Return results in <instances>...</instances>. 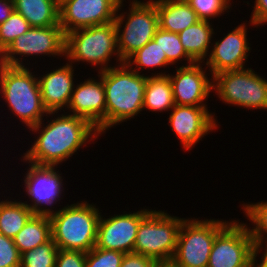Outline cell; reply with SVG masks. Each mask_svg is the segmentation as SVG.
Listing matches in <instances>:
<instances>
[{"label": "cell", "instance_id": "obj_1", "mask_svg": "<svg viewBox=\"0 0 267 267\" xmlns=\"http://www.w3.org/2000/svg\"><path fill=\"white\" fill-rule=\"evenodd\" d=\"M56 113V114H55ZM48 112L45 118L37 125L29 128L32 134H39L32 143V147L23 153L21 161L38 166L62 165L79 148H83L90 141L94 142L101 136L97 128L84 118L63 112ZM56 118H55V116ZM54 116V118H53ZM37 138V139H36Z\"/></svg>", "mask_w": 267, "mask_h": 267}, {"label": "cell", "instance_id": "obj_2", "mask_svg": "<svg viewBox=\"0 0 267 267\" xmlns=\"http://www.w3.org/2000/svg\"><path fill=\"white\" fill-rule=\"evenodd\" d=\"M103 80L106 99V131L143 110L147 76L131 69L125 62L98 72Z\"/></svg>", "mask_w": 267, "mask_h": 267}, {"label": "cell", "instance_id": "obj_3", "mask_svg": "<svg viewBox=\"0 0 267 267\" xmlns=\"http://www.w3.org/2000/svg\"><path fill=\"white\" fill-rule=\"evenodd\" d=\"M83 201L49 213L52 240L58 249L87 253L95 247L102 210L96 204Z\"/></svg>", "mask_w": 267, "mask_h": 267}, {"label": "cell", "instance_id": "obj_4", "mask_svg": "<svg viewBox=\"0 0 267 267\" xmlns=\"http://www.w3.org/2000/svg\"><path fill=\"white\" fill-rule=\"evenodd\" d=\"M32 71L29 66H7L0 63V97L4 98L8 110L28 129L48 116L42 103L37 74Z\"/></svg>", "mask_w": 267, "mask_h": 267}, {"label": "cell", "instance_id": "obj_5", "mask_svg": "<svg viewBox=\"0 0 267 267\" xmlns=\"http://www.w3.org/2000/svg\"><path fill=\"white\" fill-rule=\"evenodd\" d=\"M116 65L124 63L117 48L115 22L75 29L66 34L65 59L69 63L85 62L94 66L98 72L114 65L109 64L112 57ZM118 62V63H117ZM111 65V66H110Z\"/></svg>", "mask_w": 267, "mask_h": 267}, {"label": "cell", "instance_id": "obj_6", "mask_svg": "<svg viewBox=\"0 0 267 267\" xmlns=\"http://www.w3.org/2000/svg\"><path fill=\"white\" fill-rule=\"evenodd\" d=\"M184 219L169 215L165 210H151L139 224L133 252L168 266L175 254Z\"/></svg>", "mask_w": 267, "mask_h": 267}, {"label": "cell", "instance_id": "obj_7", "mask_svg": "<svg viewBox=\"0 0 267 267\" xmlns=\"http://www.w3.org/2000/svg\"><path fill=\"white\" fill-rule=\"evenodd\" d=\"M124 1H120L114 20L117 31V48L123 62L150 42L159 28L158 14L155 4L151 0L145 2L130 0L131 8L129 7L127 12H122Z\"/></svg>", "mask_w": 267, "mask_h": 267}, {"label": "cell", "instance_id": "obj_8", "mask_svg": "<svg viewBox=\"0 0 267 267\" xmlns=\"http://www.w3.org/2000/svg\"><path fill=\"white\" fill-rule=\"evenodd\" d=\"M198 219L182 221L176 251L168 267H207L216 236L231 222Z\"/></svg>", "mask_w": 267, "mask_h": 267}, {"label": "cell", "instance_id": "obj_9", "mask_svg": "<svg viewBox=\"0 0 267 267\" xmlns=\"http://www.w3.org/2000/svg\"><path fill=\"white\" fill-rule=\"evenodd\" d=\"M212 78L213 93L222 103L267 111V79L252 68L222 71Z\"/></svg>", "mask_w": 267, "mask_h": 267}, {"label": "cell", "instance_id": "obj_10", "mask_svg": "<svg viewBox=\"0 0 267 267\" xmlns=\"http://www.w3.org/2000/svg\"><path fill=\"white\" fill-rule=\"evenodd\" d=\"M66 34L60 25L31 27L17 37L0 54V63L7 66H28L25 58L29 56H48L65 58ZM25 64V65H24Z\"/></svg>", "mask_w": 267, "mask_h": 267}, {"label": "cell", "instance_id": "obj_11", "mask_svg": "<svg viewBox=\"0 0 267 267\" xmlns=\"http://www.w3.org/2000/svg\"><path fill=\"white\" fill-rule=\"evenodd\" d=\"M255 250L248 225L233 219L216 236L207 267H250Z\"/></svg>", "mask_w": 267, "mask_h": 267}, {"label": "cell", "instance_id": "obj_12", "mask_svg": "<svg viewBox=\"0 0 267 267\" xmlns=\"http://www.w3.org/2000/svg\"><path fill=\"white\" fill-rule=\"evenodd\" d=\"M29 164L24 176L26 195L30 199L23 201L34 213L49 214L56 210L55 206L64 195V182L58 166H38ZM63 194V195H62ZM54 206V207H52ZM50 207V208H49ZM52 208V209H51ZM55 208V209H54Z\"/></svg>", "mask_w": 267, "mask_h": 267}, {"label": "cell", "instance_id": "obj_13", "mask_svg": "<svg viewBox=\"0 0 267 267\" xmlns=\"http://www.w3.org/2000/svg\"><path fill=\"white\" fill-rule=\"evenodd\" d=\"M121 0H59V25L65 34L115 20Z\"/></svg>", "mask_w": 267, "mask_h": 267}, {"label": "cell", "instance_id": "obj_14", "mask_svg": "<svg viewBox=\"0 0 267 267\" xmlns=\"http://www.w3.org/2000/svg\"><path fill=\"white\" fill-rule=\"evenodd\" d=\"M234 27L231 31L212 43L204 65L213 76L227 70H240L246 67L250 56L251 45L247 38L248 25L246 23Z\"/></svg>", "mask_w": 267, "mask_h": 267}, {"label": "cell", "instance_id": "obj_15", "mask_svg": "<svg viewBox=\"0 0 267 267\" xmlns=\"http://www.w3.org/2000/svg\"><path fill=\"white\" fill-rule=\"evenodd\" d=\"M151 210L144 208L133 213L123 211V214H114L109 218L101 214L95 247L116 250L125 254L132 253L139 224Z\"/></svg>", "mask_w": 267, "mask_h": 267}, {"label": "cell", "instance_id": "obj_16", "mask_svg": "<svg viewBox=\"0 0 267 267\" xmlns=\"http://www.w3.org/2000/svg\"><path fill=\"white\" fill-rule=\"evenodd\" d=\"M208 110V107L176 104L170 110L168 121L183 150H192L203 137L218 129L219 122H216L215 114Z\"/></svg>", "mask_w": 267, "mask_h": 267}, {"label": "cell", "instance_id": "obj_17", "mask_svg": "<svg viewBox=\"0 0 267 267\" xmlns=\"http://www.w3.org/2000/svg\"><path fill=\"white\" fill-rule=\"evenodd\" d=\"M203 66L204 63L183 64L175 68V75L167 74L172 84L176 105L208 106L204 101H207L213 92V78L211 74L206 73V66L205 68Z\"/></svg>", "mask_w": 267, "mask_h": 267}, {"label": "cell", "instance_id": "obj_18", "mask_svg": "<svg viewBox=\"0 0 267 267\" xmlns=\"http://www.w3.org/2000/svg\"><path fill=\"white\" fill-rule=\"evenodd\" d=\"M84 79L74 86L67 113L89 121L100 135L106 133V99L103 80L99 75Z\"/></svg>", "mask_w": 267, "mask_h": 267}, {"label": "cell", "instance_id": "obj_19", "mask_svg": "<svg viewBox=\"0 0 267 267\" xmlns=\"http://www.w3.org/2000/svg\"><path fill=\"white\" fill-rule=\"evenodd\" d=\"M72 63H67L43 73L37 74L42 103L48 112L65 111L71 100L73 88L76 84L74 80V68ZM65 107V110H64Z\"/></svg>", "mask_w": 267, "mask_h": 267}, {"label": "cell", "instance_id": "obj_20", "mask_svg": "<svg viewBox=\"0 0 267 267\" xmlns=\"http://www.w3.org/2000/svg\"><path fill=\"white\" fill-rule=\"evenodd\" d=\"M158 14L159 28L179 33L200 19L188 3L172 0H151Z\"/></svg>", "mask_w": 267, "mask_h": 267}, {"label": "cell", "instance_id": "obj_21", "mask_svg": "<svg viewBox=\"0 0 267 267\" xmlns=\"http://www.w3.org/2000/svg\"><path fill=\"white\" fill-rule=\"evenodd\" d=\"M213 28L212 22L199 20L178 33L184 50L195 63H204L208 57L210 44L215 38Z\"/></svg>", "mask_w": 267, "mask_h": 267}, {"label": "cell", "instance_id": "obj_22", "mask_svg": "<svg viewBox=\"0 0 267 267\" xmlns=\"http://www.w3.org/2000/svg\"><path fill=\"white\" fill-rule=\"evenodd\" d=\"M14 11L31 27L59 25V0H13Z\"/></svg>", "mask_w": 267, "mask_h": 267}, {"label": "cell", "instance_id": "obj_23", "mask_svg": "<svg viewBox=\"0 0 267 267\" xmlns=\"http://www.w3.org/2000/svg\"><path fill=\"white\" fill-rule=\"evenodd\" d=\"M147 76L143 110L152 112L170 111L175 106L173 88L166 72L151 73Z\"/></svg>", "mask_w": 267, "mask_h": 267}, {"label": "cell", "instance_id": "obj_24", "mask_svg": "<svg viewBox=\"0 0 267 267\" xmlns=\"http://www.w3.org/2000/svg\"><path fill=\"white\" fill-rule=\"evenodd\" d=\"M52 238L49 214L35 213L15 235L13 241L20 254L48 242Z\"/></svg>", "mask_w": 267, "mask_h": 267}, {"label": "cell", "instance_id": "obj_25", "mask_svg": "<svg viewBox=\"0 0 267 267\" xmlns=\"http://www.w3.org/2000/svg\"><path fill=\"white\" fill-rule=\"evenodd\" d=\"M0 199V233L13 239L35 214L21 199Z\"/></svg>", "mask_w": 267, "mask_h": 267}, {"label": "cell", "instance_id": "obj_26", "mask_svg": "<svg viewBox=\"0 0 267 267\" xmlns=\"http://www.w3.org/2000/svg\"><path fill=\"white\" fill-rule=\"evenodd\" d=\"M125 63L139 74H141V72L145 71L146 69L152 70L153 68H155L153 70H157L156 68H167L170 65L167 62L165 52L153 39L146 45H144L141 49L133 53L125 61Z\"/></svg>", "mask_w": 267, "mask_h": 267}, {"label": "cell", "instance_id": "obj_27", "mask_svg": "<svg viewBox=\"0 0 267 267\" xmlns=\"http://www.w3.org/2000/svg\"><path fill=\"white\" fill-rule=\"evenodd\" d=\"M241 205L243 206L241 208L244 211L243 213L249 222H251L252 227H249V224L247 225L255 247L261 249L265 247L267 249V201L264 202L263 200L250 204L243 203Z\"/></svg>", "mask_w": 267, "mask_h": 267}, {"label": "cell", "instance_id": "obj_28", "mask_svg": "<svg viewBox=\"0 0 267 267\" xmlns=\"http://www.w3.org/2000/svg\"><path fill=\"white\" fill-rule=\"evenodd\" d=\"M153 40L159 44L160 48L165 52L167 62L171 65H177L179 61L187 60V64L191 65L195 62L188 56L183 48L178 33L167 32L160 28L157 29Z\"/></svg>", "mask_w": 267, "mask_h": 267}, {"label": "cell", "instance_id": "obj_29", "mask_svg": "<svg viewBox=\"0 0 267 267\" xmlns=\"http://www.w3.org/2000/svg\"><path fill=\"white\" fill-rule=\"evenodd\" d=\"M58 247L52 238L21 254L20 267H55Z\"/></svg>", "mask_w": 267, "mask_h": 267}, {"label": "cell", "instance_id": "obj_30", "mask_svg": "<svg viewBox=\"0 0 267 267\" xmlns=\"http://www.w3.org/2000/svg\"><path fill=\"white\" fill-rule=\"evenodd\" d=\"M30 24L16 11L0 25V54L12 43L17 37L26 33Z\"/></svg>", "mask_w": 267, "mask_h": 267}, {"label": "cell", "instance_id": "obj_31", "mask_svg": "<svg viewBox=\"0 0 267 267\" xmlns=\"http://www.w3.org/2000/svg\"><path fill=\"white\" fill-rule=\"evenodd\" d=\"M188 4L200 20L207 21L222 16L234 6L231 0H190Z\"/></svg>", "mask_w": 267, "mask_h": 267}, {"label": "cell", "instance_id": "obj_32", "mask_svg": "<svg viewBox=\"0 0 267 267\" xmlns=\"http://www.w3.org/2000/svg\"><path fill=\"white\" fill-rule=\"evenodd\" d=\"M125 253L94 247L86 253L85 267H120Z\"/></svg>", "mask_w": 267, "mask_h": 267}, {"label": "cell", "instance_id": "obj_33", "mask_svg": "<svg viewBox=\"0 0 267 267\" xmlns=\"http://www.w3.org/2000/svg\"><path fill=\"white\" fill-rule=\"evenodd\" d=\"M20 258L13 239L0 233V267H20Z\"/></svg>", "mask_w": 267, "mask_h": 267}, {"label": "cell", "instance_id": "obj_34", "mask_svg": "<svg viewBox=\"0 0 267 267\" xmlns=\"http://www.w3.org/2000/svg\"><path fill=\"white\" fill-rule=\"evenodd\" d=\"M86 253L59 249L55 267H85Z\"/></svg>", "mask_w": 267, "mask_h": 267}, {"label": "cell", "instance_id": "obj_35", "mask_svg": "<svg viewBox=\"0 0 267 267\" xmlns=\"http://www.w3.org/2000/svg\"><path fill=\"white\" fill-rule=\"evenodd\" d=\"M120 267H163L156 260L138 253H126Z\"/></svg>", "mask_w": 267, "mask_h": 267}, {"label": "cell", "instance_id": "obj_36", "mask_svg": "<svg viewBox=\"0 0 267 267\" xmlns=\"http://www.w3.org/2000/svg\"><path fill=\"white\" fill-rule=\"evenodd\" d=\"M253 10L250 16V26L259 28L267 24V0H255ZM259 26V27H258Z\"/></svg>", "mask_w": 267, "mask_h": 267}, {"label": "cell", "instance_id": "obj_37", "mask_svg": "<svg viewBox=\"0 0 267 267\" xmlns=\"http://www.w3.org/2000/svg\"><path fill=\"white\" fill-rule=\"evenodd\" d=\"M14 12L13 0H0V25Z\"/></svg>", "mask_w": 267, "mask_h": 267}, {"label": "cell", "instance_id": "obj_38", "mask_svg": "<svg viewBox=\"0 0 267 267\" xmlns=\"http://www.w3.org/2000/svg\"><path fill=\"white\" fill-rule=\"evenodd\" d=\"M264 252H262L261 248H256L252 260H251V266L250 267H267V249H263ZM261 252H262V256H261ZM261 259L259 260L260 263H258L259 261L257 260V257L259 256Z\"/></svg>", "mask_w": 267, "mask_h": 267}, {"label": "cell", "instance_id": "obj_39", "mask_svg": "<svg viewBox=\"0 0 267 267\" xmlns=\"http://www.w3.org/2000/svg\"><path fill=\"white\" fill-rule=\"evenodd\" d=\"M172 1L188 3L190 0H172Z\"/></svg>", "mask_w": 267, "mask_h": 267}]
</instances>
